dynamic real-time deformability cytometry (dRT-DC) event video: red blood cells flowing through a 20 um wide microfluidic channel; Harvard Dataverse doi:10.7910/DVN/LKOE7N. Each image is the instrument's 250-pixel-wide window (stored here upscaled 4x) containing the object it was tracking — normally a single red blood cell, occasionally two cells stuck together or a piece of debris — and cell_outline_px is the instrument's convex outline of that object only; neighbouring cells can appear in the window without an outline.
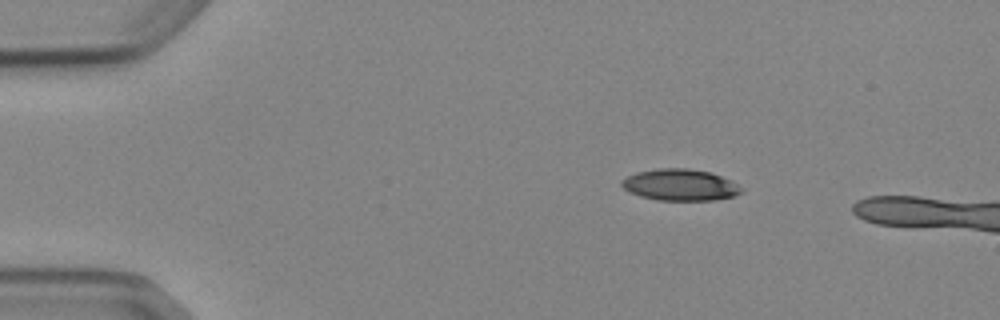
{"species": "Egyptian fruit bat (a non-hibernating species)", "species_latin": "Rousettus aegyptiacus", "temperature_condition": "cold", "stored_images_in_passage": 3, "camera_frame_rate_fps": 3000, "um_per_image_px": 0.085, "animal": {"sex": "female"}, "frame": {"image": 1, "passage_image": 1, "time_ms": 0.0, "image_size_px": [1000, 320], "cell_outline_px": [[744, 192], [736, 196], [716, 200], [656, 200], [640, 196], [628, 192], [620, 184], [620, 180], [636, 172], [656, 168], [688, 168], [712, 172], [732, 180], [744, 188]], "centroid_in_image_um": [57.85, 15.71], "position_along_channel_um": 27.1, "area_um2": 22.48}}